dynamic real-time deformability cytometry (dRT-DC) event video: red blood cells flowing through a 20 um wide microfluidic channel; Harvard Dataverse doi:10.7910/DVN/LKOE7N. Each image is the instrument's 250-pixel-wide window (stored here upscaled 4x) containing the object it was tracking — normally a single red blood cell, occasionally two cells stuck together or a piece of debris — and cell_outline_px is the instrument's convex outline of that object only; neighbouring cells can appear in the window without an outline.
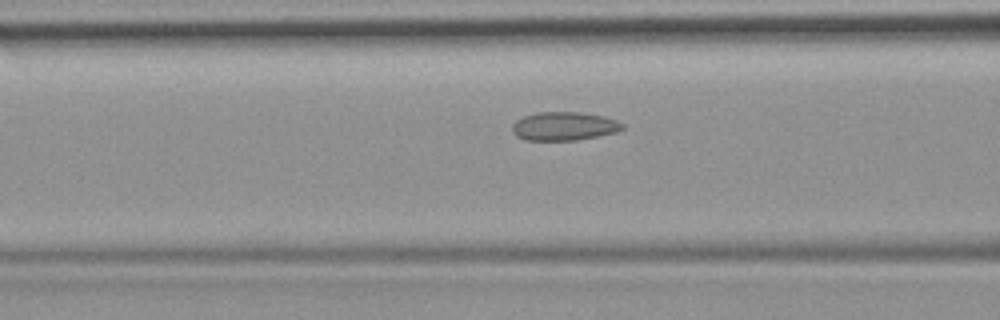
{"species": "common noctule bat (a hibernating species)", "species_latin": "Nyctalus noctula", "temperature_condition": "room temperature", "stored_images_in_passage": 35, "camera_frame_rate_fps": 3000, "um_per_image_px": 0.085, "animal": {"sex": "female", "body_mass_g": 19.9}, "frame": {"image": 1, "passage_image": 6, "time_ms": 1.667, "image_size_px": [1000, 320], "cell_outline_px": [[624, 128], [616, 132], [576, 140], [524, 140], [516, 136], [512, 132], [512, 124], [516, 120], [524, 116], [540, 112], [580, 112], [604, 116], [616, 120], [624, 124]], "centroid_in_image_um": [47.93, 10.72], "position_along_channel_um": 118.7, "area_um2": 18.32}}
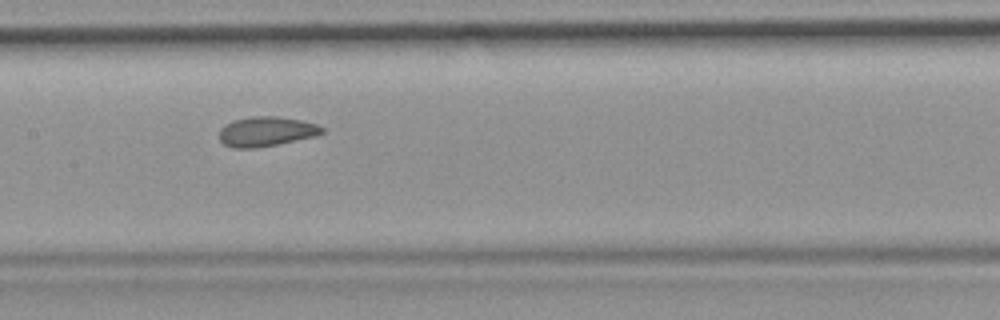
{"frame": {"image": 2, "passage_image": 11, "time_ms": 3.333, "image_size_px": [1000, 320], "cell_outline_px": [[324, 132], [316, 136], [256, 148], [232, 148], [224, 144], [220, 140], [220, 128], [224, 124], [232, 120], [252, 116], [276, 116], [300, 120], [316, 124], [324, 128]], "centroid_in_image_um": [22.6, 11.17], "position_along_channel_um": 184.8, "area_um2": 17.8}}